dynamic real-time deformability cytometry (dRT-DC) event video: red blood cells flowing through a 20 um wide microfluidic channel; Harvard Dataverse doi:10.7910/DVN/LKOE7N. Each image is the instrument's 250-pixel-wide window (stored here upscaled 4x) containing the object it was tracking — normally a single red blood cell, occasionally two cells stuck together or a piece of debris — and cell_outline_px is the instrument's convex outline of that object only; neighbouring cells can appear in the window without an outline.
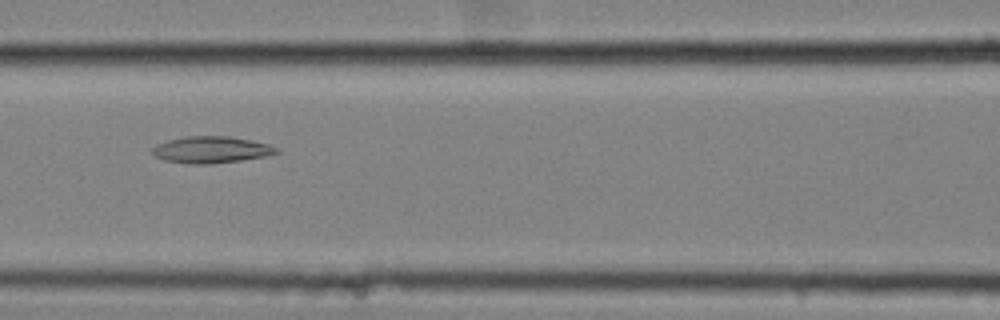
{"species": "common noctule bat (a hibernating species)", "species_latin": "Nyctalus noctula", "temperature_condition": "cold", "stored_images_in_passage": 28, "camera_frame_rate_fps": 3000, "um_per_image_px": 0.085, "animal": {"sex": "female", "body_mass_g": 25.1}, "frame": {"image": 1, "passage_image": 15, "time_ms": 4.667, "image_size_px": [1000, 320], "cell_outline_px": [[280, 152], [268, 156], [212, 164], [188, 164], [164, 160], [156, 156], [152, 152], [152, 148], [156, 144], [168, 140], [184, 136], [228, 136], [252, 140], [268, 144], [280, 148]], "centroid_in_image_um": [17.98, 12.72], "position_along_channel_um": 148.6, "area_um2": 19.48}}
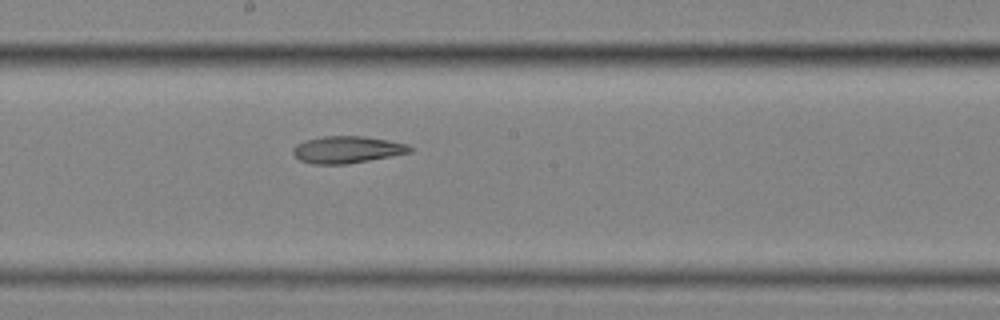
{"frame": {"image": 2, "passage_image": 21, "time_ms": 6.667, "image_size_px": [1000, 320], "cell_outline_px": [[412, 152], [392, 156], [348, 164], [312, 164], [300, 160], [292, 152], [292, 148], [296, 144], [304, 140], [324, 136], [364, 136], [388, 140], [408, 144], [412, 148]], "centroid_in_image_um": [29.5, 12.72], "position_along_channel_um": 218.7, "area_um2": 18.5}}
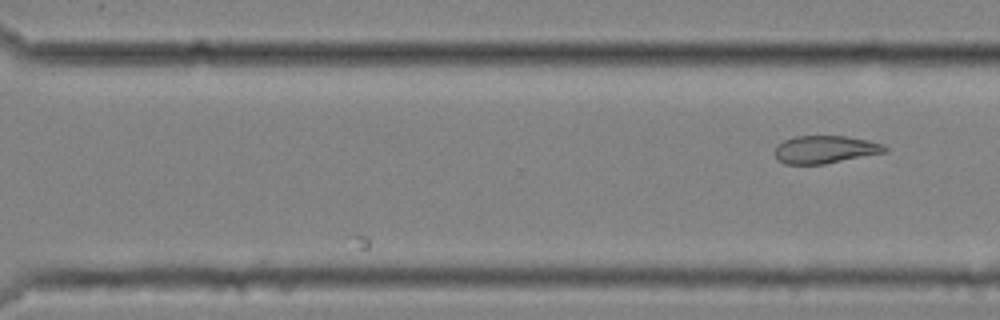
{"frame": {"image": 3, "passage_image": 28, "time_ms": 9.0, "image_size_px": [1000, 320], "cell_outline_px": [[888, 152], [824, 164], [784, 164], [776, 156], [776, 148], [784, 140], [796, 136], [844, 136], [868, 140], [884, 144], [888, 148]], "centroid_in_image_um": [70.2, 12.71], "position_along_channel_um": 300.4, "area_um2": 17.69}}